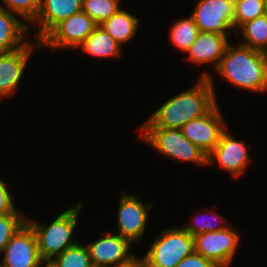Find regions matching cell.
Here are the masks:
<instances>
[{"instance_id":"6da1fadb","label":"cell","mask_w":267,"mask_h":267,"mask_svg":"<svg viewBox=\"0 0 267 267\" xmlns=\"http://www.w3.org/2000/svg\"><path fill=\"white\" fill-rule=\"evenodd\" d=\"M216 103L213 79L208 72H203L195 86L169 98L140 127L180 129L205 115Z\"/></svg>"},{"instance_id":"7a4b0ae2","label":"cell","mask_w":267,"mask_h":267,"mask_svg":"<svg viewBox=\"0 0 267 267\" xmlns=\"http://www.w3.org/2000/svg\"><path fill=\"white\" fill-rule=\"evenodd\" d=\"M216 72L239 87L254 92L267 91V58L261 51L240 44H228Z\"/></svg>"},{"instance_id":"3957f363","label":"cell","mask_w":267,"mask_h":267,"mask_svg":"<svg viewBox=\"0 0 267 267\" xmlns=\"http://www.w3.org/2000/svg\"><path fill=\"white\" fill-rule=\"evenodd\" d=\"M82 208L83 203H77L64 210L48 226L27 218V223L35 233L41 259H54L65 249L78 243L71 238Z\"/></svg>"},{"instance_id":"277c9868","label":"cell","mask_w":267,"mask_h":267,"mask_svg":"<svg viewBox=\"0 0 267 267\" xmlns=\"http://www.w3.org/2000/svg\"><path fill=\"white\" fill-rule=\"evenodd\" d=\"M140 136L152 148L173 160L207 165V155L191 143L180 129L164 127H139Z\"/></svg>"},{"instance_id":"5b68a950","label":"cell","mask_w":267,"mask_h":267,"mask_svg":"<svg viewBox=\"0 0 267 267\" xmlns=\"http://www.w3.org/2000/svg\"><path fill=\"white\" fill-rule=\"evenodd\" d=\"M193 252V236L183 227H170L155 238L144 259L147 267H175Z\"/></svg>"},{"instance_id":"8992f818","label":"cell","mask_w":267,"mask_h":267,"mask_svg":"<svg viewBox=\"0 0 267 267\" xmlns=\"http://www.w3.org/2000/svg\"><path fill=\"white\" fill-rule=\"evenodd\" d=\"M98 25L83 11L57 24L41 41V47L75 49L94 31Z\"/></svg>"},{"instance_id":"52a82bcc","label":"cell","mask_w":267,"mask_h":267,"mask_svg":"<svg viewBox=\"0 0 267 267\" xmlns=\"http://www.w3.org/2000/svg\"><path fill=\"white\" fill-rule=\"evenodd\" d=\"M231 227L194 236V252L211 260L218 267H229L240 239Z\"/></svg>"},{"instance_id":"ba28073f","label":"cell","mask_w":267,"mask_h":267,"mask_svg":"<svg viewBox=\"0 0 267 267\" xmlns=\"http://www.w3.org/2000/svg\"><path fill=\"white\" fill-rule=\"evenodd\" d=\"M227 127L216 103L205 115L189 121L180 130L191 143L208 155Z\"/></svg>"},{"instance_id":"9c48e42d","label":"cell","mask_w":267,"mask_h":267,"mask_svg":"<svg viewBox=\"0 0 267 267\" xmlns=\"http://www.w3.org/2000/svg\"><path fill=\"white\" fill-rule=\"evenodd\" d=\"M191 16L201 32L235 35L234 0H199Z\"/></svg>"},{"instance_id":"30bf717a","label":"cell","mask_w":267,"mask_h":267,"mask_svg":"<svg viewBox=\"0 0 267 267\" xmlns=\"http://www.w3.org/2000/svg\"><path fill=\"white\" fill-rule=\"evenodd\" d=\"M118 207V233L132 243L138 242L145 234L148 210L152 204L145 205L136 195L122 192Z\"/></svg>"},{"instance_id":"8fae6325","label":"cell","mask_w":267,"mask_h":267,"mask_svg":"<svg viewBox=\"0 0 267 267\" xmlns=\"http://www.w3.org/2000/svg\"><path fill=\"white\" fill-rule=\"evenodd\" d=\"M131 245L129 239L104 231L100 239L85 246L93 267H114L135 256L130 252Z\"/></svg>"},{"instance_id":"7c38bea8","label":"cell","mask_w":267,"mask_h":267,"mask_svg":"<svg viewBox=\"0 0 267 267\" xmlns=\"http://www.w3.org/2000/svg\"><path fill=\"white\" fill-rule=\"evenodd\" d=\"M3 267H37L41 260L37 239L31 226L26 222L9 240L2 251Z\"/></svg>"},{"instance_id":"4fadbf2b","label":"cell","mask_w":267,"mask_h":267,"mask_svg":"<svg viewBox=\"0 0 267 267\" xmlns=\"http://www.w3.org/2000/svg\"><path fill=\"white\" fill-rule=\"evenodd\" d=\"M27 43L24 47L7 53H0V102L2 98L14 94L17 85L23 78L24 69L29 61L32 51L42 48L41 43ZM35 47V48H34Z\"/></svg>"},{"instance_id":"5bb4252c","label":"cell","mask_w":267,"mask_h":267,"mask_svg":"<svg viewBox=\"0 0 267 267\" xmlns=\"http://www.w3.org/2000/svg\"><path fill=\"white\" fill-rule=\"evenodd\" d=\"M227 130L222 133L215 148L207 155V165L215 163L217 159L222 170L238 177L243 174L250 161L249 153L244 141L235 140Z\"/></svg>"},{"instance_id":"9a60e30c","label":"cell","mask_w":267,"mask_h":267,"mask_svg":"<svg viewBox=\"0 0 267 267\" xmlns=\"http://www.w3.org/2000/svg\"><path fill=\"white\" fill-rule=\"evenodd\" d=\"M83 0H41L36 19L31 24H39V31L34 37L41 41L57 24L82 11Z\"/></svg>"},{"instance_id":"2e32d148","label":"cell","mask_w":267,"mask_h":267,"mask_svg":"<svg viewBox=\"0 0 267 267\" xmlns=\"http://www.w3.org/2000/svg\"><path fill=\"white\" fill-rule=\"evenodd\" d=\"M228 34L199 32L186 53L190 62L196 65L211 63L216 69L229 44Z\"/></svg>"},{"instance_id":"e0dca14e","label":"cell","mask_w":267,"mask_h":267,"mask_svg":"<svg viewBox=\"0 0 267 267\" xmlns=\"http://www.w3.org/2000/svg\"><path fill=\"white\" fill-rule=\"evenodd\" d=\"M0 5V53L24 47L30 26Z\"/></svg>"},{"instance_id":"ac0fdd59","label":"cell","mask_w":267,"mask_h":267,"mask_svg":"<svg viewBox=\"0 0 267 267\" xmlns=\"http://www.w3.org/2000/svg\"><path fill=\"white\" fill-rule=\"evenodd\" d=\"M120 45L101 26L94 31L76 48L89 55L110 58L121 54Z\"/></svg>"},{"instance_id":"d6986e66","label":"cell","mask_w":267,"mask_h":267,"mask_svg":"<svg viewBox=\"0 0 267 267\" xmlns=\"http://www.w3.org/2000/svg\"><path fill=\"white\" fill-rule=\"evenodd\" d=\"M139 19L133 14L119 9L114 15L104 21L101 26L121 46L127 43L137 31Z\"/></svg>"},{"instance_id":"ffe728a7","label":"cell","mask_w":267,"mask_h":267,"mask_svg":"<svg viewBox=\"0 0 267 267\" xmlns=\"http://www.w3.org/2000/svg\"><path fill=\"white\" fill-rule=\"evenodd\" d=\"M239 33L244 38L240 44L263 52L267 48V13L242 24L235 36H239Z\"/></svg>"},{"instance_id":"44dd1931","label":"cell","mask_w":267,"mask_h":267,"mask_svg":"<svg viewBox=\"0 0 267 267\" xmlns=\"http://www.w3.org/2000/svg\"><path fill=\"white\" fill-rule=\"evenodd\" d=\"M192 16L174 22L170 29V40L175 48L187 52L199 33Z\"/></svg>"},{"instance_id":"7402d4cb","label":"cell","mask_w":267,"mask_h":267,"mask_svg":"<svg viewBox=\"0 0 267 267\" xmlns=\"http://www.w3.org/2000/svg\"><path fill=\"white\" fill-rule=\"evenodd\" d=\"M267 13V0H234L235 32L245 22Z\"/></svg>"},{"instance_id":"603a6c76","label":"cell","mask_w":267,"mask_h":267,"mask_svg":"<svg viewBox=\"0 0 267 267\" xmlns=\"http://www.w3.org/2000/svg\"><path fill=\"white\" fill-rule=\"evenodd\" d=\"M119 2L120 0H83L82 11L99 26L120 9Z\"/></svg>"},{"instance_id":"cb8c5ba5","label":"cell","mask_w":267,"mask_h":267,"mask_svg":"<svg viewBox=\"0 0 267 267\" xmlns=\"http://www.w3.org/2000/svg\"><path fill=\"white\" fill-rule=\"evenodd\" d=\"M59 267H93L87 247L78 242L54 258Z\"/></svg>"},{"instance_id":"d4e9b609","label":"cell","mask_w":267,"mask_h":267,"mask_svg":"<svg viewBox=\"0 0 267 267\" xmlns=\"http://www.w3.org/2000/svg\"><path fill=\"white\" fill-rule=\"evenodd\" d=\"M26 222L27 217L18 209L14 213L0 215V253H2L9 240Z\"/></svg>"},{"instance_id":"484cf974","label":"cell","mask_w":267,"mask_h":267,"mask_svg":"<svg viewBox=\"0 0 267 267\" xmlns=\"http://www.w3.org/2000/svg\"><path fill=\"white\" fill-rule=\"evenodd\" d=\"M6 10L16 13L24 20L32 23L40 10L41 0H2Z\"/></svg>"},{"instance_id":"4316f807","label":"cell","mask_w":267,"mask_h":267,"mask_svg":"<svg viewBox=\"0 0 267 267\" xmlns=\"http://www.w3.org/2000/svg\"><path fill=\"white\" fill-rule=\"evenodd\" d=\"M215 211H213V215H209L210 219L214 220L215 219V223L214 222H210V219L208 217V215L203 216L205 213H202V218L198 220V218H192V222L188 223V225L183 226V228L189 233L191 234L193 237L201 234V233H205V232H211V231H219L222 229H225L226 227H228L229 225L226 224H217V222H221L219 220V218H221V220L223 221L225 218H222L219 216V214L214 213ZM207 216V217H206ZM208 219H206V218ZM205 220V221H204ZM219 220V221H218Z\"/></svg>"},{"instance_id":"83f0119b","label":"cell","mask_w":267,"mask_h":267,"mask_svg":"<svg viewBox=\"0 0 267 267\" xmlns=\"http://www.w3.org/2000/svg\"><path fill=\"white\" fill-rule=\"evenodd\" d=\"M175 267H218L211 260L193 252L183 258Z\"/></svg>"},{"instance_id":"f1b7e54d","label":"cell","mask_w":267,"mask_h":267,"mask_svg":"<svg viewBox=\"0 0 267 267\" xmlns=\"http://www.w3.org/2000/svg\"><path fill=\"white\" fill-rule=\"evenodd\" d=\"M16 210L11 193L7 189V185L0 179V215L11 214Z\"/></svg>"},{"instance_id":"f546056e","label":"cell","mask_w":267,"mask_h":267,"mask_svg":"<svg viewBox=\"0 0 267 267\" xmlns=\"http://www.w3.org/2000/svg\"><path fill=\"white\" fill-rule=\"evenodd\" d=\"M114 267H147L146 266V262L144 257H142V259L140 258V256H133L131 259H129L128 261L121 263L117 266Z\"/></svg>"},{"instance_id":"4dcf8cb0","label":"cell","mask_w":267,"mask_h":267,"mask_svg":"<svg viewBox=\"0 0 267 267\" xmlns=\"http://www.w3.org/2000/svg\"><path fill=\"white\" fill-rule=\"evenodd\" d=\"M42 263L43 265H41ZM37 267H59V265L55 262L54 259H41Z\"/></svg>"},{"instance_id":"1f68e13d","label":"cell","mask_w":267,"mask_h":267,"mask_svg":"<svg viewBox=\"0 0 267 267\" xmlns=\"http://www.w3.org/2000/svg\"><path fill=\"white\" fill-rule=\"evenodd\" d=\"M264 56L267 58V48L262 52Z\"/></svg>"}]
</instances>
